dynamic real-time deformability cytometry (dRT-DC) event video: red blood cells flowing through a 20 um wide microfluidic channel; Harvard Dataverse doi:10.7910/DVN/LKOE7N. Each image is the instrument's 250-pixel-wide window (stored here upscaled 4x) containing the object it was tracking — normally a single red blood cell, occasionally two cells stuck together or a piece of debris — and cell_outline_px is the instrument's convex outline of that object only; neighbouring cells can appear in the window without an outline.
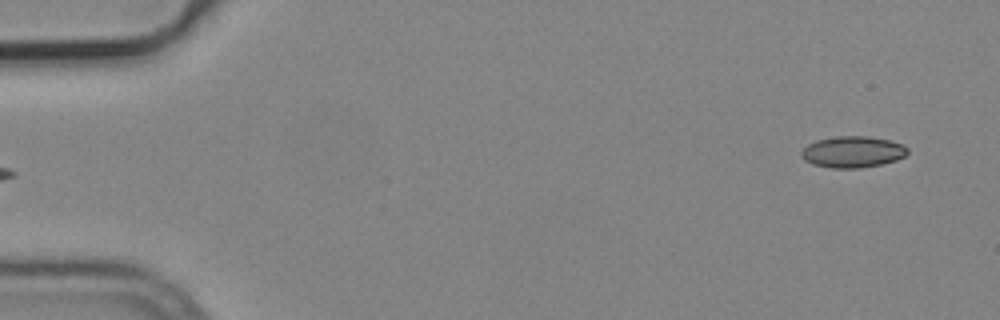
{"species": "common noctule bat (a hibernating species)", "species_latin": "Nyctalus noctula", "temperature_condition": "cold", "stored_images_in_passage": 3, "camera_frame_rate_fps": 3000, "um_per_image_px": 0.085, "animal": {"sex": "male", "body_mass_g": 19.2, "forearm_length_mm": 51.8}, "frame": {"image": 1, "passage_image": 3, "time_ms": 0.667, "image_size_px": [1000, 320], "cell_outline_px": [[908, 152], [904, 156], [896, 160], [880, 164], [860, 168], [832, 168], [812, 164], [804, 160], [800, 156], [800, 152], [808, 144], [816, 140], [836, 136], [868, 136], [888, 140], [900, 144], [908, 148]], "centroid_in_image_um": [72.43, 12.91], "position_along_channel_um": 12.6, "area_um2": 19.36}}